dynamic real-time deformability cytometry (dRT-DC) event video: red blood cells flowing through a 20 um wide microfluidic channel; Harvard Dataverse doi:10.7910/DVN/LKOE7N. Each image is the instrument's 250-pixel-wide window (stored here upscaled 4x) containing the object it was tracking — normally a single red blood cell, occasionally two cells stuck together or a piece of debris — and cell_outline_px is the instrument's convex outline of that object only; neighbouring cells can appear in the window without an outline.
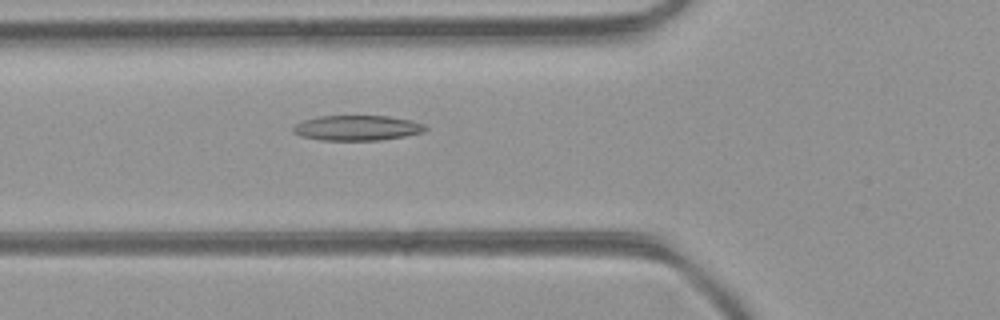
{"species": "common noctule bat (a hibernating species)", "species_latin": "Nyctalus noctula", "temperature_condition": "room temperature", "stored_images_in_passage": 45, "camera_frame_rate_fps": 3000, "um_per_image_px": 0.085, "animal": {"sex": "female", "body_mass_g": 21.9}, "frame": {"image": 1, "passage_image": 17, "time_ms": 5.333, "image_size_px": [1000, 320], "cell_outline_px": [[428, 128], [424, 132], [404, 136], [380, 140], [320, 140], [300, 136], [292, 132], [292, 128], [296, 124], [304, 120], [320, 116], [388, 116], [412, 120], [424, 124]], "centroid_in_image_um": [30.36, 10.87], "position_along_channel_um": 95.4, "area_um2": 19.42}}
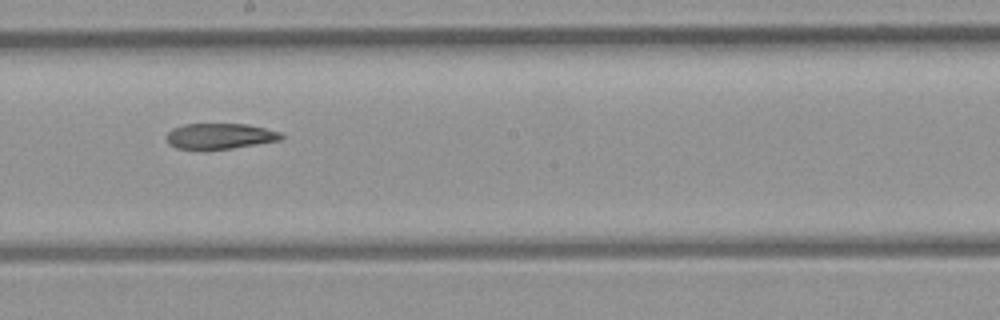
{"frame": {"image": 2, "passage_image": 26, "time_ms": 8.333, "image_size_px": [1000, 320], "cell_outline_px": [[284, 136], [280, 140], [232, 148], [176, 148], [168, 144], [168, 132], [172, 128], [184, 124], [248, 124], [280, 132]], "centroid_in_image_um": [18.7, 11.55], "position_along_channel_um": 229.5, "area_um2": 16.76}}
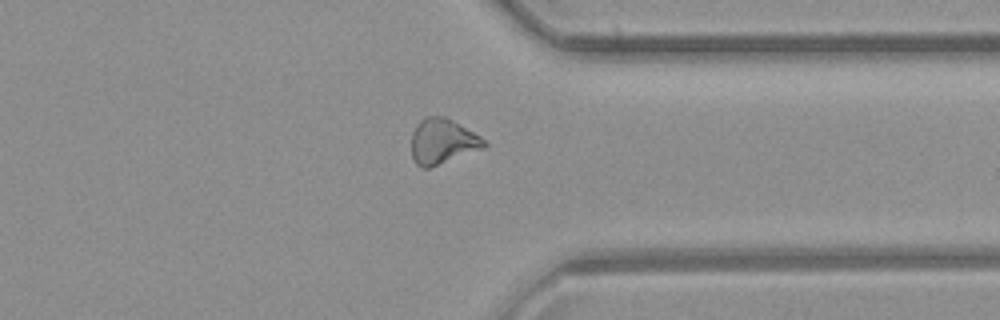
{"frame": {"image": 3, "passage_image": 36, "time_ms": 11.667, "image_size_px": [1000, 320], "cell_outline_px": [[488, 144], [484, 148], [428, 168], [420, 168], [416, 164], [412, 156], [412, 132], [416, 124], [424, 116], [444, 116], [480, 136]], "centroid_in_image_um": [37.58, 12.01], "position_along_channel_um": 373.8, "area_um2": 19.02}}